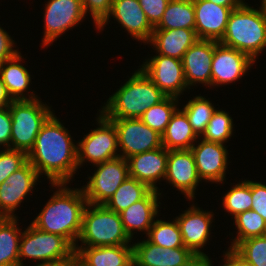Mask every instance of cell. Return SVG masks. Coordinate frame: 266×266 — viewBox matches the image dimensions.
<instances>
[{
    "mask_svg": "<svg viewBox=\"0 0 266 266\" xmlns=\"http://www.w3.org/2000/svg\"><path fill=\"white\" fill-rule=\"evenodd\" d=\"M54 114L41 127L27 157L39 176L45 174L50 184H68L78 170L77 145Z\"/></svg>",
    "mask_w": 266,
    "mask_h": 266,
    "instance_id": "1",
    "label": "cell"
},
{
    "mask_svg": "<svg viewBox=\"0 0 266 266\" xmlns=\"http://www.w3.org/2000/svg\"><path fill=\"white\" fill-rule=\"evenodd\" d=\"M66 184L51 183L58 190L31 223L46 233L66 238L75 247L79 241L83 212L88 203L82 188L71 189Z\"/></svg>",
    "mask_w": 266,
    "mask_h": 266,
    "instance_id": "2",
    "label": "cell"
},
{
    "mask_svg": "<svg viewBox=\"0 0 266 266\" xmlns=\"http://www.w3.org/2000/svg\"><path fill=\"white\" fill-rule=\"evenodd\" d=\"M166 97L139 68L108 98L100 112L107 119L140 118L148 108L157 105Z\"/></svg>",
    "mask_w": 266,
    "mask_h": 266,
    "instance_id": "3",
    "label": "cell"
},
{
    "mask_svg": "<svg viewBox=\"0 0 266 266\" xmlns=\"http://www.w3.org/2000/svg\"><path fill=\"white\" fill-rule=\"evenodd\" d=\"M246 4L231 12L219 43L235 48L256 61L266 47V16L260 7L255 9Z\"/></svg>",
    "mask_w": 266,
    "mask_h": 266,
    "instance_id": "4",
    "label": "cell"
},
{
    "mask_svg": "<svg viewBox=\"0 0 266 266\" xmlns=\"http://www.w3.org/2000/svg\"><path fill=\"white\" fill-rule=\"evenodd\" d=\"M78 239L81 245L76 244L75 247L119 246L130 245L131 242L123 228L120 213L109 210L105 205L90 203L84 209Z\"/></svg>",
    "mask_w": 266,
    "mask_h": 266,
    "instance_id": "5",
    "label": "cell"
},
{
    "mask_svg": "<svg viewBox=\"0 0 266 266\" xmlns=\"http://www.w3.org/2000/svg\"><path fill=\"white\" fill-rule=\"evenodd\" d=\"M39 99L13 100L9 105L12 116L10 149L22 150L28 154L41 127L53 114L51 107Z\"/></svg>",
    "mask_w": 266,
    "mask_h": 266,
    "instance_id": "6",
    "label": "cell"
},
{
    "mask_svg": "<svg viewBox=\"0 0 266 266\" xmlns=\"http://www.w3.org/2000/svg\"><path fill=\"white\" fill-rule=\"evenodd\" d=\"M75 255L74 246L64 237L46 233L32 223L22 232L19 247V266H24V258L35 261L52 262L69 260Z\"/></svg>",
    "mask_w": 266,
    "mask_h": 266,
    "instance_id": "7",
    "label": "cell"
},
{
    "mask_svg": "<svg viewBox=\"0 0 266 266\" xmlns=\"http://www.w3.org/2000/svg\"><path fill=\"white\" fill-rule=\"evenodd\" d=\"M97 122L99 127L91 130L77 143V163L80 168L87 160L96 165L120 157L117 153L119 147L114 123L101 112Z\"/></svg>",
    "mask_w": 266,
    "mask_h": 266,
    "instance_id": "8",
    "label": "cell"
},
{
    "mask_svg": "<svg viewBox=\"0 0 266 266\" xmlns=\"http://www.w3.org/2000/svg\"><path fill=\"white\" fill-rule=\"evenodd\" d=\"M95 166L97 170L82 189L87 203L104 205L129 177V165L126 159L117 157Z\"/></svg>",
    "mask_w": 266,
    "mask_h": 266,
    "instance_id": "9",
    "label": "cell"
},
{
    "mask_svg": "<svg viewBox=\"0 0 266 266\" xmlns=\"http://www.w3.org/2000/svg\"><path fill=\"white\" fill-rule=\"evenodd\" d=\"M117 131L118 147L120 157H129L157 149L162 145V135L152 130L143 123L140 118L109 119Z\"/></svg>",
    "mask_w": 266,
    "mask_h": 266,
    "instance_id": "10",
    "label": "cell"
},
{
    "mask_svg": "<svg viewBox=\"0 0 266 266\" xmlns=\"http://www.w3.org/2000/svg\"><path fill=\"white\" fill-rule=\"evenodd\" d=\"M148 60L140 66L143 72L167 97L179 99L188 88L182 60L160 54Z\"/></svg>",
    "mask_w": 266,
    "mask_h": 266,
    "instance_id": "11",
    "label": "cell"
},
{
    "mask_svg": "<svg viewBox=\"0 0 266 266\" xmlns=\"http://www.w3.org/2000/svg\"><path fill=\"white\" fill-rule=\"evenodd\" d=\"M82 0H48L45 5L43 46H49L62 33L85 18Z\"/></svg>",
    "mask_w": 266,
    "mask_h": 266,
    "instance_id": "12",
    "label": "cell"
},
{
    "mask_svg": "<svg viewBox=\"0 0 266 266\" xmlns=\"http://www.w3.org/2000/svg\"><path fill=\"white\" fill-rule=\"evenodd\" d=\"M254 63L247 54L214 41L211 86L230 84L241 79Z\"/></svg>",
    "mask_w": 266,
    "mask_h": 266,
    "instance_id": "13",
    "label": "cell"
},
{
    "mask_svg": "<svg viewBox=\"0 0 266 266\" xmlns=\"http://www.w3.org/2000/svg\"><path fill=\"white\" fill-rule=\"evenodd\" d=\"M114 17L126 29L130 35L142 41L149 43L152 37L154 27L148 21L146 14L142 10L139 0H114L111 10L107 17L96 27L102 30L108 24L109 18Z\"/></svg>",
    "mask_w": 266,
    "mask_h": 266,
    "instance_id": "14",
    "label": "cell"
},
{
    "mask_svg": "<svg viewBox=\"0 0 266 266\" xmlns=\"http://www.w3.org/2000/svg\"><path fill=\"white\" fill-rule=\"evenodd\" d=\"M169 184L181 191L187 199L193 200L196 187L201 179L198 176L191 149L169 150L166 175Z\"/></svg>",
    "mask_w": 266,
    "mask_h": 266,
    "instance_id": "15",
    "label": "cell"
},
{
    "mask_svg": "<svg viewBox=\"0 0 266 266\" xmlns=\"http://www.w3.org/2000/svg\"><path fill=\"white\" fill-rule=\"evenodd\" d=\"M132 246L134 266H189L198 258L186 247L163 248L148 239Z\"/></svg>",
    "mask_w": 266,
    "mask_h": 266,
    "instance_id": "16",
    "label": "cell"
},
{
    "mask_svg": "<svg viewBox=\"0 0 266 266\" xmlns=\"http://www.w3.org/2000/svg\"><path fill=\"white\" fill-rule=\"evenodd\" d=\"M176 220L181 230L184 246L190 249L197 257H206L207 255L200 250L210 240L213 213L206 212V210L203 211V209L201 210L199 207L192 205L179 217H176Z\"/></svg>",
    "mask_w": 266,
    "mask_h": 266,
    "instance_id": "17",
    "label": "cell"
},
{
    "mask_svg": "<svg viewBox=\"0 0 266 266\" xmlns=\"http://www.w3.org/2000/svg\"><path fill=\"white\" fill-rule=\"evenodd\" d=\"M197 173L206 182L223 183L228 165V150L224 144L202 139L198 146L191 147Z\"/></svg>",
    "mask_w": 266,
    "mask_h": 266,
    "instance_id": "18",
    "label": "cell"
},
{
    "mask_svg": "<svg viewBox=\"0 0 266 266\" xmlns=\"http://www.w3.org/2000/svg\"><path fill=\"white\" fill-rule=\"evenodd\" d=\"M193 4L197 37L219 42L225 33L229 16L236 8L217 5L209 0H193Z\"/></svg>",
    "mask_w": 266,
    "mask_h": 266,
    "instance_id": "19",
    "label": "cell"
},
{
    "mask_svg": "<svg viewBox=\"0 0 266 266\" xmlns=\"http://www.w3.org/2000/svg\"><path fill=\"white\" fill-rule=\"evenodd\" d=\"M214 40L198 39L183 55L182 65L188 86L198 83L211 87Z\"/></svg>",
    "mask_w": 266,
    "mask_h": 266,
    "instance_id": "20",
    "label": "cell"
},
{
    "mask_svg": "<svg viewBox=\"0 0 266 266\" xmlns=\"http://www.w3.org/2000/svg\"><path fill=\"white\" fill-rule=\"evenodd\" d=\"M168 150L163 146L136 154L127 159L129 176L146 184L151 190L159 191L157 181L166 175Z\"/></svg>",
    "mask_w": 266,
    "mask_h": 266,
    "instance_id": "21",
    "label": "cell"
},
{
    "mask_svg": "<svg viewBox=\"0 0 266 266\" xmlns=\"http://www.w3.org/2000/svg\"><path fill=\"white\" fill-rule=\"evenodd\" d=\"M160 195V191L151 190L143 199L120 212L123 228L131 240L134 230L145 232L148 235L155 218L158 216V208L160 207L158 196Z\"/></svg>",
    "mask_w": 266,
    "mask_h": 266,
    "instance_id": "22",
    "label": "cell"
},
{
    "mask_svg": "<svg viewBox=\"0 0 266 266\" xmlns=\"http://www.w3.org/2000/svg\"><path fill=\"white\" fill-rule=\"evenodd\" d=\"M193 29H154L149 44L158 54L182 60L185 52L198 40Z\"/></svg>",
    "mask_w": 266,
    "mask_h": 266,
    "instance_id": "23",
    "label": "cell"
},
{
    "mask_svg": "<svg viewBox=\"0 0 266 266\" xmlns=\"http://www.w3.org/2000/svg\"><path fill=\"white\" fill-rule=\"evenodd\" d=\"M75 255L87 266H132L133 246L74 247Z\"/></svg>",
    "mask_w": 266,
    "mask_h": 266,
    "instance_id": "24",
    "label": "cell"
},
{
    "mask_svg": "<svg viewBox=\"0 0 266 266\" xmlns=\"http://www.w3.org/2000/svg\"><path fill=\"white\" fill-rule=\"evenodd\" d=\"M22 55L18 52L14 57L0 63V76L5 84L6 91L12 100H34L37 99V95L28 92V97L23 94L27 92L31 75L28 70L20 62L22 61Z\"/></svg>",
    "mask_w": 266,
    "mask_h": 266,
    "instance_id": "25",
    "label": "cell"
},
{
    "mask_svg": "<svg viewBox=\"0 0 266 266\" xmlns=\"http://www.w3.org/2000/svg\"><path fill=\"white\" fill-rule=\"evenodd\" d=\"M197 139L201 138L193 131L185 112L178 108L162 134L163 147L168 151L191 149Z\"/></svg>",
    "mask_w": 266,
    "mask_h": 266,
    "instance_id": "26",
    "label": "cell"
},
{
    "mask_svg": "<svg viewBox=\"0 0 266 266\" xmlns=\"http://www.w3.org/2000/svg\"><path fill=\"white\" fill-rule=\"evenodd\" d=\"M16 217H0V266H19L22 235Z\"/></svg>",
    "mask_w": 266,
    "mask_h": 266,
    "instance_id": "27",
    "label": "cell"
},
{
    "mask_svg": "<svg viewBox=\"0 0 266 266\" xmlns=\"http://www.w3.org/2000/svg\"><path fill=\"white\" fill-rule=\"evenodd\" d=\"M195 30V10L193 0H170L160 22L154 29Z\"/></svg>",
    "mask_w": 266,
    "mask_h": 266,
    "instance_id": "28",
    "label": "cell"
},
{
    "mask_svg": "<svg viewBox=\"0 0 266 266\" xmlns=\"http://www.w3.org/2000/svg\"><path fill=\"white\" fill-rule=\"evenodd\" d=\"M150 191L151 189L146 184L129 176L104 205L109 210L120 213L143 199Z\"/></svg>",
    "mask_w": 266,
    "mask_h": 266,
    "instance_id": "29",
    "label": "cell"
},
{
    "mask_svg": "<svg viewBox=\"0 0 266 266\" xmlns=\"http://www.w3.org/2000/svg\"><path fill=\"white\" fill-rule=\"evenodd\" d=\"M148 240L163 248L185 247L176 218L173 221L155 220L147 235Z\"/></svg>",
    "mask_w": 266,
    "mask_h": 266,
    "instance_id": "30",
    "label": "cell"
},
{
    "mask_svg": "<svg viewBox=\"0 0 266 266\" xmlns=\"http://www.w3.org/2000/svg\"><path fill=\"white\" fill-rule=\"evenodd\" d=\"M178 101V98L166 97L157 105L148 108L140 117V120L162 135L173 114L178 109L176 107Z\"/></svg>",
    "mask_w": 266,
    "mask_h": 266,
    "instance_id": "31",
    "label": "cell"
},
{
    "mask_svg": "<svg viewBox=\"0 0 266 266\" xmlns=\"http://www.w3.org/2000/svg\"><path fill=\"white\" fill-rule=\"evenodd\" d=\"M182 110L187 115L192 129L198 137L205 132L209 120L216 111L213 104L202 96H196L189 100Z\"/></svg>",
    "mask_w": 266,
    "mask_h": 266,
    "instance_id": "32",
    "label": "cell"
},
{
    "mask_svg": "<svg viewBox=\"0 0 266 266\" xmlns=\"http://www.w3.org/2000/svg\"><path fill=\"white\" fill-rule=\"evenodd\" d=\"M234 222L238 233L236 238L231 242L229 248L234 249L241 241L251 238L266 235V222L255 211L247 210L234 217Z\"/></svg>",
    "mask_w": 266,
    "mask_h": 266,
    "instance_id": "33",
    "label": "cell"
},
{
    "mask_svg": "<svg viewBox=\"0 0 266 266\" xmlns=\"http://www.w3.org/2000/svg\"><path fill=\"white\" fill-rule=\"evenodd\" d=\"M224 209L230 213L231 216L237 215L251 210L252 208V181L244 180L227 191L222 200Z\"/></svg>",
    "mask_w": 266,
    "mask_h": 266,
    "instance_id": "34",
    "label": "cell"
},
{
    "mask_svg": "<svg viewBox=\"0 0 266 266\" xmlns=\"http://www.w3.org/2000/svg\"><path fill=\"white\" fill-rule=\"evenodd\" d=\"M232 132L233 119L228 112L216 110L201 137L206 141L224 144L232 136Z\"/></svg>",
    "mask_w": 266,
    "mask_h": 266,
    "instance_id": "35",
    "label": "cell"
},
{
    "mask_svg": "<svg viewBox=\"0 0 266 266\" xmlns=\"http://www.w3.org/2000/svg\"><path fill=\"white\" fill-rule=\"evenodd\" d=\"M234 250L252 266H266V235L245 239Z\"/></svg>",
    "mask_w": 266,
    "mask_h": 266,
    "instance_id": "36",
    "label": "cell"
},
{
    "mask_svg": "<svg viewBox=\"0 0 266 266\" xmlns=\"http://www.w3.org/2000/svg\"><path fill=\"white\" fill-rule=\"evenodd\" d=\"M33 189L11 188L6 182L0 184V217L14 218L19 204Z\"/></svg>",
    "mask_w": 266,
    "mask_h": 266,
    "instance_id": "37",
    "label": "cell"
},
{
    "mask_svg": "<svg viewBox=\"0 0 266 266\" xmlns=\"http://www.w3.org/2000/svg\"><path fill=\"white\" fill-rule=\"evenodd\" d=\"M28 161L27 153L22 150L5 148L0 151V184Z\"/></svg>",
    "mask_w": 266,
    "mask_h": 266,
    "instance_id": "38",
    "label": "cell"
},
{
    "mask_svg": "<svg viewBox=\"0 0 266 266\" xmlns=\"http://www.w3.org/2000/svg\"><path fill=\"white\" fill-rule=\"evenodd\" d=\"M39 174L33 165L27 161L21 168L12 173L5 182L16 189H33Z\"/></svg>",
    "mask_w": 266,
    "mask_h": 266,
    "instance_id": "39",
    "label": "cell"
},
{
    "mask_svg": "<svg viewBox=\"0 0 266 266\" xmlns=\"http://www.w3.org/2000/svg\"><path fill=\"white\" fill-rule=\"evenodd\" d=\"M114 0H82L84 12H90L95 27H97L109 14Z\"/></svg>",
    "mask_w": 266,
    "mask_h": 266,
    "instance_id": "40",
    "label": "cell"
},
{
    "mask_svg": "<svg viewBox=\"0 0 266 266\" xmlns=\"http://www.w3.org/2000/svg\"><path fill=\"white\" fill-rule=\"evenodd\" d=\"M170 0H139L150 24L155 27L161 20Z\"/></svg>",
    "mask_w": 266,
    "mask_h": 266,
    "instance_id": "41",
    "label": "cell"
},
{
    "mask_svg": "<svg viewBox=\"0 0 266 266\" xmlns=\"http://www.w3.org/2000/svg\"><path fill=\"white\" fill-rule=\"evenodd\" d=\"M266 222V185L252 181V208Z\"/></svg>",
    "mask_w": 266,
    "mask_h": 266,
    "instance_id": "42",
    "label": "cell"
},
{
    "mask_svg": "<svg viewBox=\"0 0 266 266\" xmlns=\"http://www.w3.org/2000/svg\"><path fill=\"white\" fill-rule=\"evenodd\" d=\"M12 116L9 106L0 108V148H10Z\"/></svg>",
    "mask_w": 266,
    "mask_h": 266,
    "instance_id": "43",
    "label": "cell"
},
{
    "mask_svg": "<svg viewBox=\"0 0 266 266\" xmlns=\"http://www.w3.org/2000/svg\"><path fill=\"white\" fill-rule=\"evenodd\" d=\"M13 47L14 40H12L6 30L4 31V29L0 27V63L11 59L19 52L13 49Z\"/></svg>",
    "mask_w": 266,
    "mask_h": 266,
    "instance_id": "44",
    "label": "cell"
},
{
    "mask_svg": "<svg viewBox=\"0 0 266 266\" xmlns=\"http://www.w3.org/2000/svg\"><path fill=\"white\" fill-rule=\"evenodd\" d=\"M225 259L224 260V265L221 266H238V253L232 249L228 248V251L223 254Z\"/></svg>",
    "mask_w": 266,
    "mask_h": 266,
    "instance_id": "45",
    "label": "cell"
},
{
    "mask_svg": "<svg viewBox=\"0 0 266 266\" xmlns=\"http://www.w3.org/2000/svg\"><path fill=\"white\" fill-rule=\"evenodd\" d=\"M12 101L0 76V108L9 106Z\"/></svg>",
    "mask_w": 266,
    "mask_h": 266,
    "instance_id": "46",
    "label": "cell"
},
{
    "mask_svg": "<svg viewBox=\"0 0 266 266\" xmlns=\"http://www.w3.org/2000/svg\"><path fill=\"white\" fill-rule=\"evenodd\" d=\"M217 5H221L224 7H229V8H238L242 5H244L243 0H209Z\"/></svg>",
    "mask_w": 266,
    "mask_h": 266,
    "instance_id": "47",
    "label": "cell"
},
{
    "mask_svg": "<svg viewBox=\"0 0 266 266\" xmlns=\"http://www.w3.org/2000/svg\"><path fill=\"white\" fill-rule=\"evenodd\" d=\"M189 266H213V265H212V261L209 259V257L206 256V257H198Z\"/></svg>",
    "mask_w": 266,
    "mask_h": 266,
    "instance_id": "48",
    "label": "cell"
},
{
    "mask_svg": "<svg viewBox=\"0 0 266 266\" xmlns=\"http://www.w3.org/2000/svg\"><path fill=\"white\" fill-rule=\"evenodd\" d=\"M69 260H58L52 262L38 263L36 266H68Z\"/></svg>",
    "mask_w": 266,
    "mask_h": 266,
    "instance_id": "49",
    "label": "cell"
},
{
    "mask_svg": "<svg viewBox=\"0 0 266 266\" xmlns=\"http://www.w3.org/2000/svg\"><path fill=\"white\" fill-rule=\"evenodd\" d=\"M68 266H87L83 261H81L76 255H74L68 261Z\"/></svg>",
    "mask_w": 266,
    "mask_h": 266,
    "instance_id": "50",
    "label": "cell"
},
{
    "mask_svg": "<svg viewBox=\"0 0 266 266\" xmlns=\"http://www.w3.org/2000/svg\"><path fill=\"white\" fill-rule=\"evenodd\" d=\"M238 266H252V265L238 254Z\"/></svg>",
    "mask_w": 266,
    "mask_h": 266,
    "instance_id": "51",
    "label": "cell"
},
{
    "mask_svg": "<svg viewBox=\"0 0 266 266\" xmlns=\"http://www.w3.org/2000/svg\"><path fill=\"white\" fill-rule=\"evenodd\" d=\"M263 14L266 16V0L261 1V6H260Z\"/></svg>",
    "mask_w": 266,
    "mask_h": 266,
    "instance_id": "52",
    "label": "cell"
}]
</instances>
